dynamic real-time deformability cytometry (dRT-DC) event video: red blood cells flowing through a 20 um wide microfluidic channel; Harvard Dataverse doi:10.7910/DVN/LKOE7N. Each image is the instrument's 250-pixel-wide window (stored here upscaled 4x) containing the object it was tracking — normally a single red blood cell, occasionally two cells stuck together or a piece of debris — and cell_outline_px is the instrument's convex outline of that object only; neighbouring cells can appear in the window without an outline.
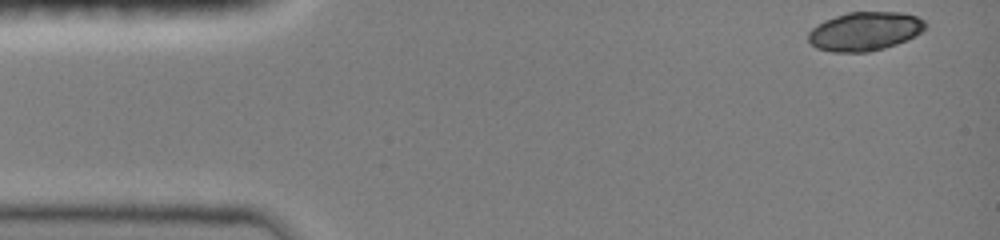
{"species": "common noctule bat (a hibernating species)", "species_latin": "Nyctalus noctula", "temperature_condition": "room temperature", "stored_images_in_passage": 13, "camera_frame_rate_fps": 3000, "um_per_image_px": 0.085, "animal": {"sex": "female", "body_mass_g": 19.0, "forearm_length_mm": 51.5}, "frame": {"image": 1, "passage_image": 1, "time_ms": 0.0, "image_size_px": [1000, 240], "cell_outline_px": [[928, 24], [916, 36], [896, 44], [884, 48], [868, 52], [832, 52], [816, 48], [808, 40], [808, 32], [812, 28], [824, 20], [848, 12], [900, 12], [916, 16], [924, 20]], "centroid_in_image_um": [73.5, 2.66], "position_along_channel_um": 11.5, "area_um2": 26.47}}
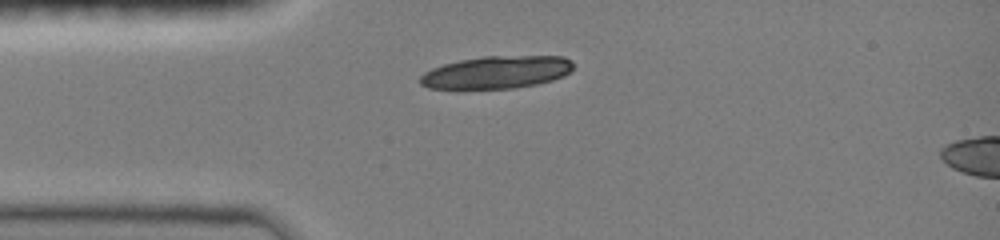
{"frame": {"image": 2, "passage_image": 10, "time_ms": 3.0, "image_size_px": [1000, 240], "cell_outline_px": [[572, 68], [564, 76], [552, 80], [536, 84], [512, 88], [428, 88], [420, 84], [420, 76], [424, 72], [432, 68], [444, 64], [460, 60], [484, 56], [564, 56], [572, 60]], "centroid_in_image_um": [42.22, 6.13], "position_along_channel_um": 42.8, "area_um2": 28.84}}